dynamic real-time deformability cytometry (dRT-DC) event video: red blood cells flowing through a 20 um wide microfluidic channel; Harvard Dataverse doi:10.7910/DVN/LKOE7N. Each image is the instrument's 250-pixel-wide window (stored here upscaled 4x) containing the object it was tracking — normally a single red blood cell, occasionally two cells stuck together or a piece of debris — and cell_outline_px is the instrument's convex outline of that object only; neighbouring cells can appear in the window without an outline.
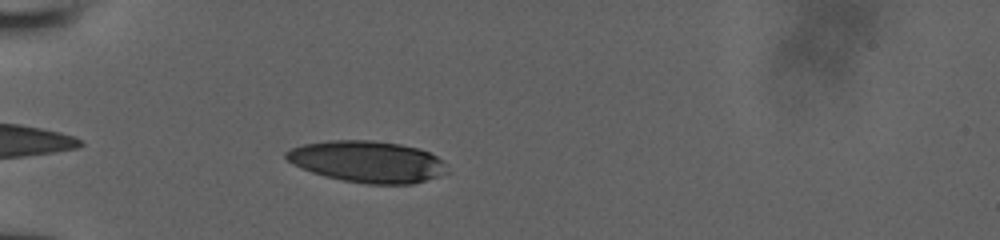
{"species": "human", "species_latin": "Homo sapiens", "temperature_condition": "room temperature", "stored_images_in_passage": 20, "camera_frame_rate_fps": 3000, "um_per_image_px": 0.085, "donor": {"sex": "male"}, "frame": {"image": 1, "passage_image": 1, "time_ms": 0.0, "image_size_px": [1000, 240], "cell_outline_px": [[444, 172], [436, 176], [412, 184], [368, 184], [344, 180], [324, 176], [300, 168], [288, 160], [284, 156], [284, 152], [292, 148], [304, 144], [328, 140], [372, 140], [400, 144], [416, 148], [428, 152], [436, 156], [444, 164]], "centroid_in_image_um": [31.15, 13.73], "position_along_channel_um": 53.8, "area_um2": 38.44}}
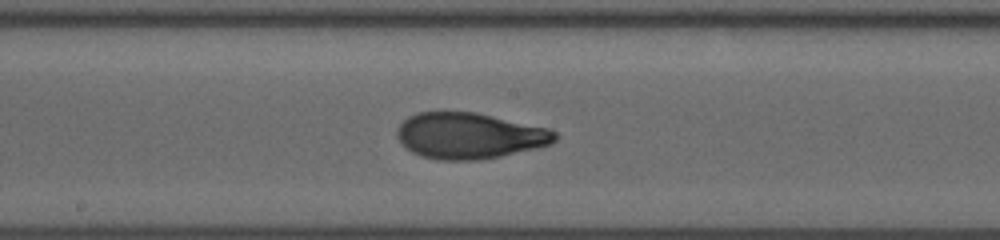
{"frame": {"image": 2, "passage_image": 10, "time_ms": 4.333, "image_size_px": [1000, 240], "cell_outline_px": [[556, 140], [552, 144], [536, 148], [500, 156], [476, 160], [440, 160], [424, 156], [412, 152], [400, 144], [396, 136], [396, 128], [408, 116], [420, 112], [476, 112], [548, 128], [556, 132]], "centroid_in_image_um": [39.87, 11.53], "position_along_channel_um": 208.3, "area_um2": 42.31}}
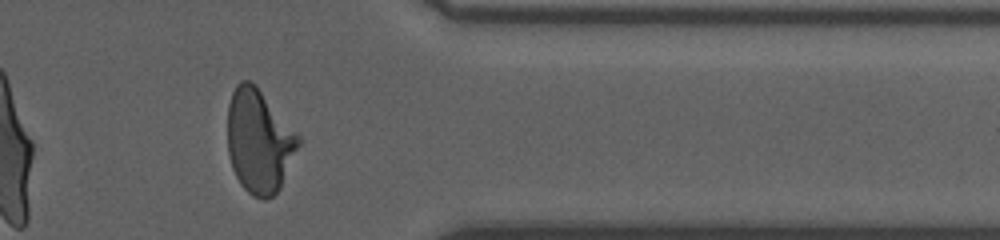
{"frame": {"image": 3, "passage_image": 17, "time_ms": 9.0, "image_size_px": [1000, 240], "cell_outline_px": [[300, 144], [280, 188], [272, 196], [264, 200], [252, 196], [240, 184], [232, 168], [228, 152], [228, 104], [232, 92], [236, 84], [240, 80], [248, 80], [256, 84], [300, 136]], "centroid_in_image_um": [22.02, 11.98], "position_along_channel_um": 389.4, "area_um2": 42.89}}